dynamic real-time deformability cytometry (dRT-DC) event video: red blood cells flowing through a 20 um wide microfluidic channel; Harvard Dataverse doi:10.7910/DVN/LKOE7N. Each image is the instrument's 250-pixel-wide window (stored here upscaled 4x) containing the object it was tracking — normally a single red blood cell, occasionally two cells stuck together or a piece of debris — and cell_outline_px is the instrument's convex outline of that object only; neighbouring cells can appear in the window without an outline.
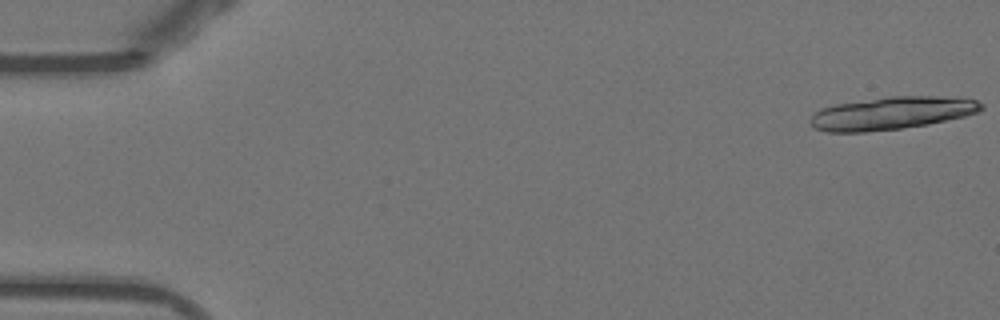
{"species": "Egyptian fruit bat (a non-hibernating species)", "species_latin": "Rousettus aegyptiacus", "temperature_condition": "warm", "stored_images_in_passage": 6, "camera_frame_rate_fps": 3000, "um_per_image_px": 0.085, "animal": {"sex": "female"}, "frame": {"image": 1, "passage_image": 1, "time_ms": 0.0, "image_size_px": [1000, 320], "cell_outline_px": [[984, 108], [976, 112], [964, 116], [928, 124], [900, 128], [864, 132], [828, 132], [812, 128], [808, 124], [808, 120], [820, 108], [836, 104], [892, 96], [956, 96], [976, 100], [984, 104]], "centroid_in_image_um": [75.78, 9.61], "position_along_channel_um": 9.2, "area_um2": 32.71}}